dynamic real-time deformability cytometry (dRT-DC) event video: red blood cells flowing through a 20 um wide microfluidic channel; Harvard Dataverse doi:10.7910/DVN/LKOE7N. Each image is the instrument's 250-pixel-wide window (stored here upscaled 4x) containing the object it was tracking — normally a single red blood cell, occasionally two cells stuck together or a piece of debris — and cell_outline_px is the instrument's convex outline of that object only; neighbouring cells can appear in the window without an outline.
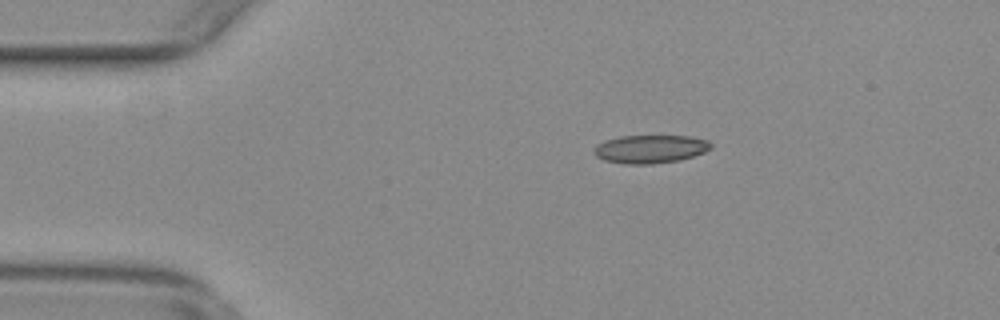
{"species": "common noctule bat (a hibernating species)", "species_latin": "Nyctalus noctula", "temperature_condition": "warm", "stored_images_in_passage": 45, "camera_frame_rate_fps": 3000, "um_per_image_px": 0.085, "animal": {"sex": "female", "body_mass_g": 29.2, "forearm_length_mm": 56.3}, "frame": {"image": 1, "passage_image": 1, "time_ms": 0.0, "image_size_px": [1000, 320], "cell_outline_px": [[712, 148], [704, 152], [680, 160], [652, 164], [624, 164], [604, 160], [596, 156], [592, 152], [592, 148], [596, 144], [604, 140], [620, 136], [692, 136], [708, 140], [712, 144]], "centroid_in_image_um": [55.24, 12.66], "position_along_channel_um": 29.8, "area_um2": 19.48}}
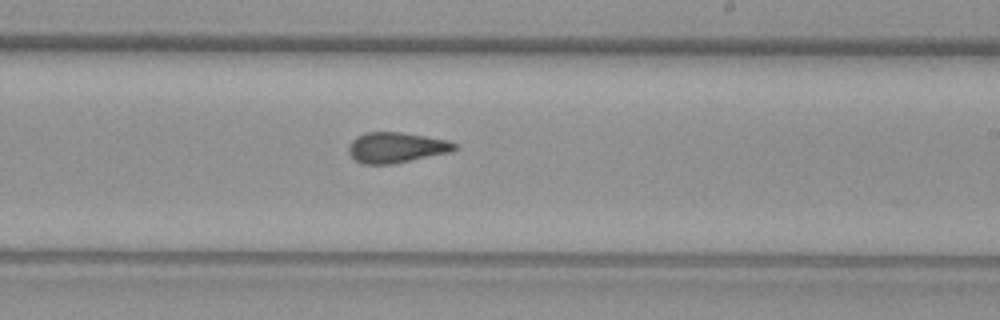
{"frame": {"image": 2, "passage_image": 23, "time_ms": 7.333, "image_size_px": [1000, 320], "cell_outline_px": [[456, 148], [452, 152], [392, 164], [364, 164], [356, 160], [348, 152], [348, 148], [352, 140], [356, 136], [364, 132], [400, 132], [448, 140], [456, 144]], "centroid_in_image_um": [33.67, 12.54], "position_along_channel_um": 255.3, "area_um2": 18.79}}
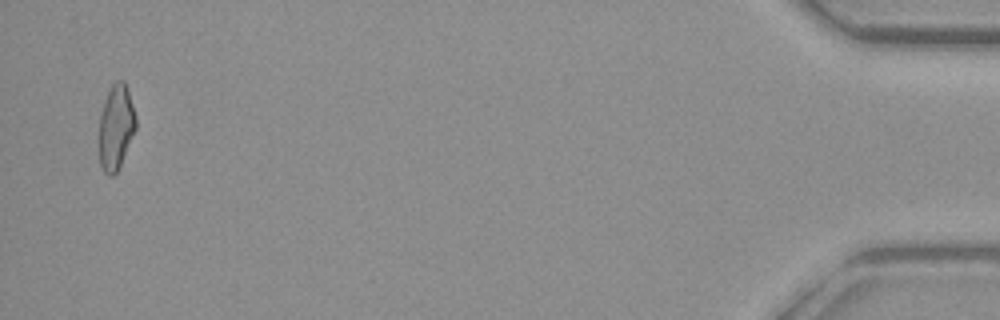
{"frame": {"image": 3, "passage_image": 44, "time_ms": 14.333, "image_size_px": [1000, 320], "cell_outline_px": [[136, 128], [120, 164], [116, 172], [112, 176], [108, 176], [104, 172], [100, 164], [96, 140], [100, 116], [104, 100], [112, 84], [116, 80], [124, 80], [128, 88], [136, 116]], "centroid_in_image_um": [9.81, 10.8], "position_along_channel_um": 425.4, "area_um2": 18.67}, "authors_computed_cell_mechanics": {"area_um2": 18.9006, "velocity_mm_per_s": 3.7879, "shape_relaxation_time_tau1_ms": null, "shape_relaxation_time_tau2_ms": 2.0361, "deformation_change_tau1": null, "deformation_change_tau2": 0.0921}}